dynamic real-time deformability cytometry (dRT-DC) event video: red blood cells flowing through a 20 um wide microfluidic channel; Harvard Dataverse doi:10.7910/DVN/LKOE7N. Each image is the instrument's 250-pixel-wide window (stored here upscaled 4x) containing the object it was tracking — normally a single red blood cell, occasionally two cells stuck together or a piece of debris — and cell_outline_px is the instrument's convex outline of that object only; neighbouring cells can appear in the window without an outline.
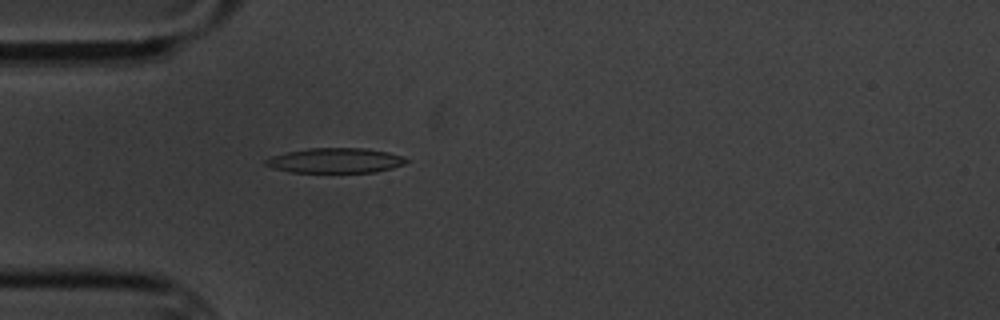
{"species": "common noctule bat (a hibernating species)", "species_latin": "Nyctalus noctula", "temperature_condition": "cold", "stored_images_in_passage": 6, "camera_frame_rate_fps": 3000, "um_per_image_px": 0.085, "animal": {"sex": "male", "body_mass_g": 20.1, "forearm_length_mm": 53.5}, "frame": {"image": 1, "passage_image": 6, "time_ms": 6.0, "image_size_px": [1000, 320], "cell_outline_px": [[408, 160], [404, 164], [392, 168], [376, 172], [292, 172], [272, 168], [264, 164], [264, 160], [272, 156], [288, 152], [308, 148], [368, 148], [388, 152], [400, 156]], "centroid_in_image_um": [28.49, 13.64], "position_along_channel_um": 56.5, "area_um2": 20.35}}